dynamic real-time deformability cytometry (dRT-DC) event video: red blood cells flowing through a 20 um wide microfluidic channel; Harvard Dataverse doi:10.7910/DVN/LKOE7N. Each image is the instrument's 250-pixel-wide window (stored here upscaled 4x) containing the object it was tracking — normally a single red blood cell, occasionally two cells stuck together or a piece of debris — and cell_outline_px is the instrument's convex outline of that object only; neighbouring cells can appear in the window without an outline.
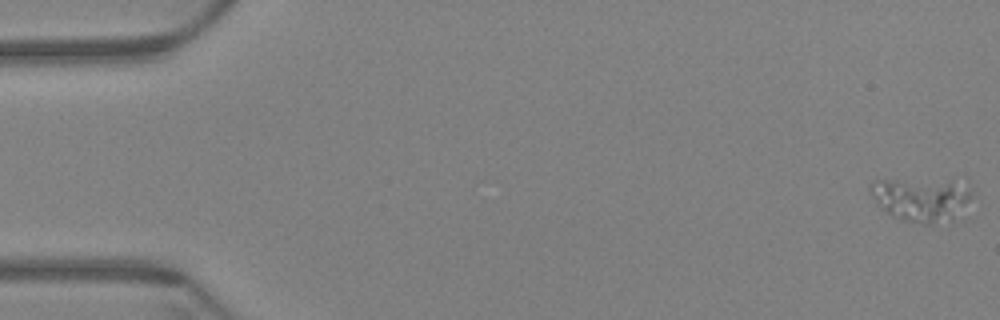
{"species": "Egyptian fruit bat (a non-hibernating species)", "species_latin": "Rousettus aegyptiacus", "temperature_condition": "warm", "stored_images_in_passage": 61, "camera_frame_rate_fps": 3000, "um_per_image_px": 0.085, "animal": {"sex": "female"}, "frame": {"image": 1, "passage_image": 1, "time_ms": 0.0, "image_size_px": [1000, 320], "cell_outline_px": [[972, 196], [952, 220], [932, 224], [924, 224], [904, 220], [892, 216], [880, 208], [876, 204], [868, 192], [868, 184], [872, 180], [900, 180], [952, 184], [972, 192]], "centroid_in_image_um": [78.12, 17.0], "position_along_channel_um": 6.9, "area_um2": 24.62}}
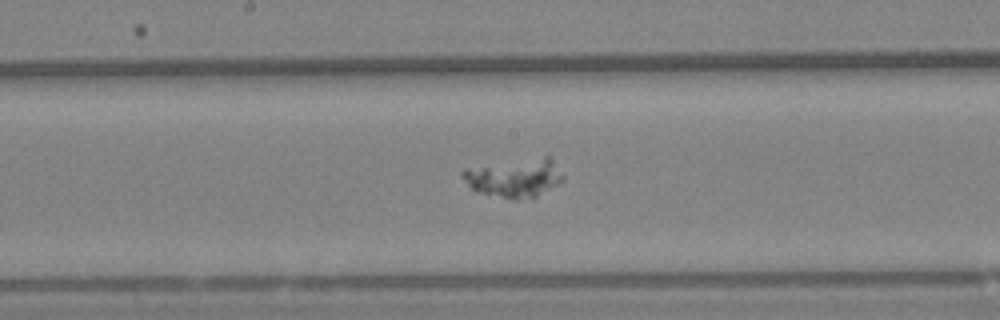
{"frame": {"image": 2, "passage_image": 33, "time_ms": 10.667, "image_size_px": [1000, 320], "cell_outline_px": [[564, 180], [560, 184], [532, 200], [512, 200], [476, 192], [460, 176], [460, 172], [464, 168], [548, 152], [564, 176]], "centroid_in_image_um": [43.8, 15.07], "position_along_channel_um": 204.4, "area_um2": 24.28}}
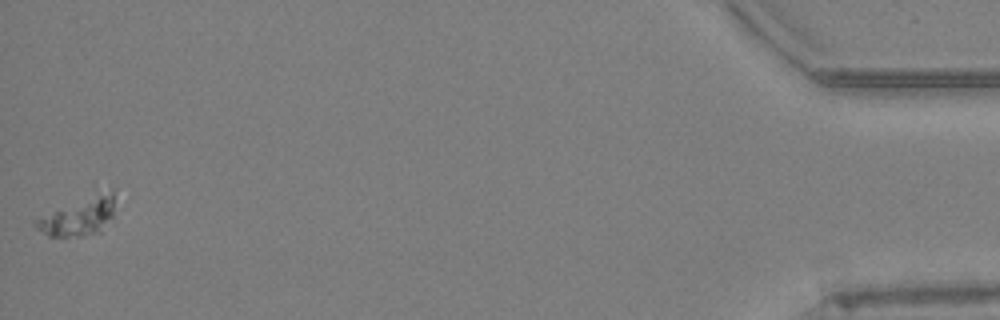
{"frame": {"image": 3, "passage_image": 61, "time_ms": 20.0, "image_size_px": [1000, 320], "cell_outline_px": [[112, 216], [100, 232], [84, 236], [48, 236], [36, 228], [32, 224], [32, 220], [112, 188]], "centroid_in_image_um": [6.65, 18.47], "position_along_channel_um": 428.6, "area_um2": 16.59}}